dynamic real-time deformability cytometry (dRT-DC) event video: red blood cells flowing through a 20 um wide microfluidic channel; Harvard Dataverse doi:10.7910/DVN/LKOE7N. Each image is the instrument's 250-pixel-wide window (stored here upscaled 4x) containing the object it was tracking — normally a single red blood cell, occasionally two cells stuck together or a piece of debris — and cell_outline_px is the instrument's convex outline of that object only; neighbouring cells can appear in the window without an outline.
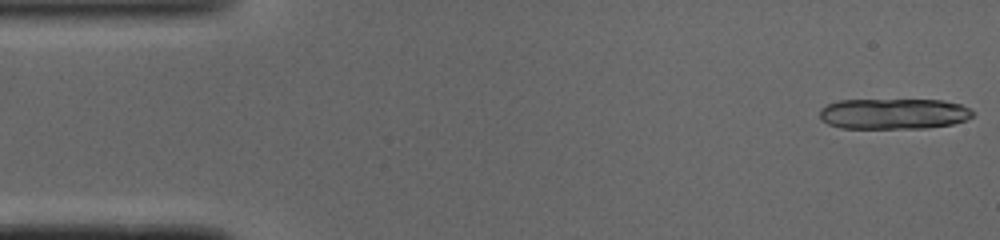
{"species": "common noctule bat (a hibernating species)", "species_latin": "Nyctalus noctula", "temperature_condition": "cold", "stored_images_in_passage": 11, "camera_frame_rate_fps": 3000, "um_per_image_px": 0.085, "animal": {"sex": "male", "body_mass_g": 19.0, "forearm_length_mm": 50.8}, "frame": {"image": 1, "passage_image": 1, "time_ms": 0.0, "image_size_px": [1000, 240], "cell_outline_px": [[972, 116], [964, 120], [952, 124], [928, 128], [840, 128], [828, 124], [820, 120], [820, 108], [828, 104], [840, 100], [944, 100], [960, 104], [968, 108], [972, 112]], "centroid_in_image_um": [75.92, 9.67], "position_along_channel_um": 9.1, "area_um2": 27.4}}